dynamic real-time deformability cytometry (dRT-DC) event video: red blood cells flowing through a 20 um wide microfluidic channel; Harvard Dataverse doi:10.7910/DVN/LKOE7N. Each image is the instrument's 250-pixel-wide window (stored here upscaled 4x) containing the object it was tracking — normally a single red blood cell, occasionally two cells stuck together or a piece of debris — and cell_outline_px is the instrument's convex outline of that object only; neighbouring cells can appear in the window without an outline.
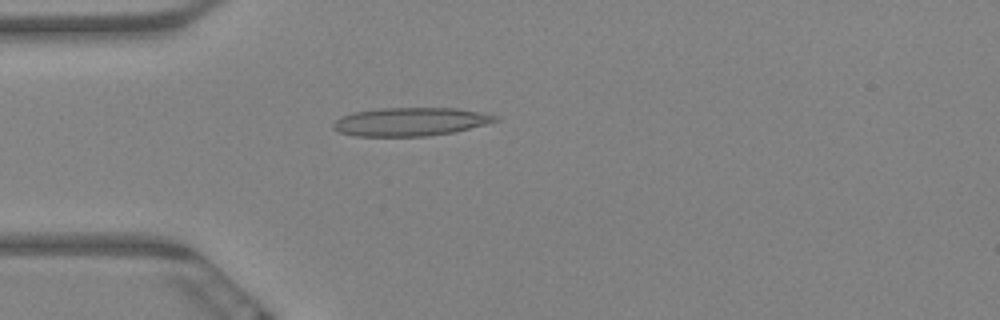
{"species": "Egyptian fruit bat (a non-hibernating species)", "species_latin": "Rousettus aegyptiacus", "temperature_condition": "warm", "stored_images_in_passage": 63, "camera_frame_rate_fps": 3000, "um_per_image_px": 0.085, "animal": {"sex": "female"}, "frame": {"image": 1, "passage_image": 17, "time_ms": 5.333, "image_size_px": [1000, 320], "cell_outline_px": [[500, 120], [452, 132], [428, 136], [356, 136], [340, 132], [332, 128], [332, 124], [340, 116], [352, 112], [380, 108], [456, 108], [500, 116]], "centroid_in_image_um": [34.84, 10.34], "position_along_channel_um": 50.2, "area_um2": 26.7}}
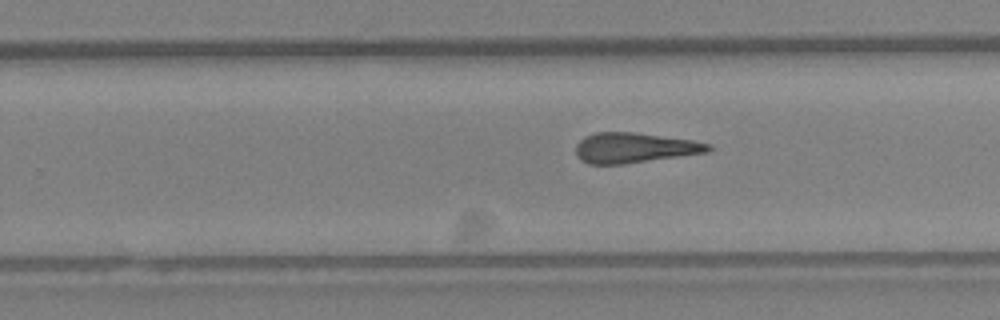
{"frame": {"image": 2, "passage_image": 39, "time_ms": 12.667, "image_size_px": [1000, 320], "cell_outline_px": [[712, 148], [708, 152], [624, 164], [588, 164], [580, 160], [576, 156], [576, 144], [584, 136], [596, 132], [636, 132], [692, 140], [712, 144]], "centroid_in_image_um": [53.9, 12.56], "position_along_channel_um": 275.9, "area_um2": 23.41}}
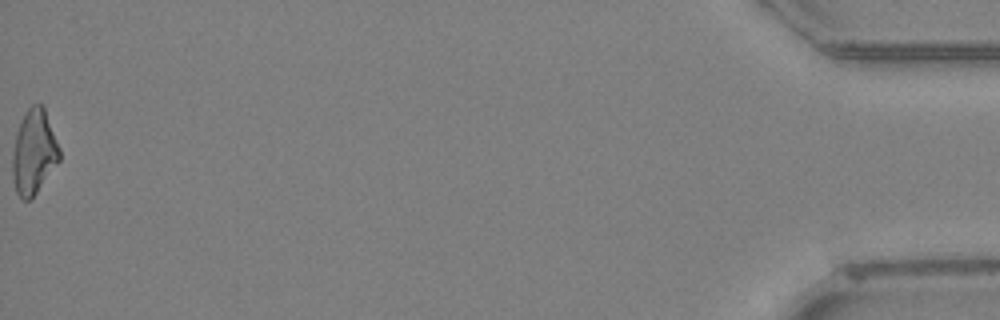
{"frame": {"image": 3, "passage_image": 63, "time_ms": 20.667, "image_size_px": [1000, 320], "cell_outline_px": [[60, 160], [36, 192], [28, 200], [24, 200], [16, 192], [12, 180], [12, 152], [16, 132], [28, 108], [32, 104], [40, 104], [44, 108], [60, 148]], "centroid_in_image_um": [2.87, 12.93], "position_along_channel_um": 432.3, "area_um2": 22.89}, "authors_computed_cell_mechanics": {"area_um2": 24.1026, "velocity_mm_per_s": 3.2365, "shape_relaxation_time_tau1_ms": null, "shape_relaxation_time_tau2_ms": 3.5617, "deformation_change_tau1": null, "deformation_change_tau2": 0.1625}}